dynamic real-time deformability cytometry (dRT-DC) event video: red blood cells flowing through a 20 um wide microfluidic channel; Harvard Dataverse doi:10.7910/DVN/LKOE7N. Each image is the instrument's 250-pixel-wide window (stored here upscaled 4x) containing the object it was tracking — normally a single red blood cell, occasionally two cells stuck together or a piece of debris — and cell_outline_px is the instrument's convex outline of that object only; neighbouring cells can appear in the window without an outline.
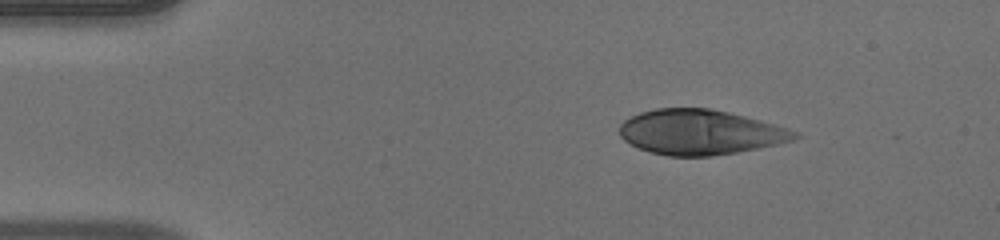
{"species": "human", "species_latin": "Homo sapiens", "temperature_condition": "warm", "stored_images_in_passage": 45, "camera_frame_rate_fps": 3000, "um_per_image_px": 0.085, "donor": {"sex": "male"}, "frame": {"image": 1, "passage_image": 1, "time_ms": 0.0, "image_size_px": [1000, 240], "cell_outline_px": [[800, 136], [792, 140], [776, 144], [736, 152], [712, 156], [668, 156], [648, 152], [624, 140], [620, 136], [620, 124], [624, 120], [640, 112], [656, 108], [712, 108], [760, 120], [788, 128], [800, 132]], "centroid_in_image_um": [59.51, 11.23], "position_along_channel_um": 25.5, "area_um2": 45.78}}
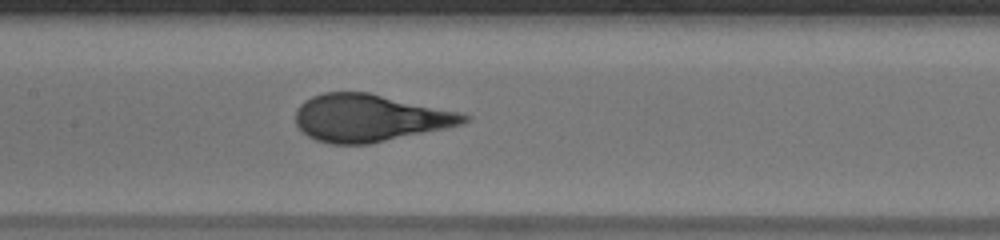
{"frame": {"image": 2, "passage_image": 18, "time_ms": 5.667, "image_size_px": [1000, 240], "cell_outline_px": [[472, 116], [468, 120], [460, 124], [444, 128], [368, 144], [332, 144], [316, 140], [308, 136], [296, 124], [296, 108], [304, 100], [312, 96], [324, 92], [368, 92], [456, 112]], "centroid_in_image_um": [31.34, 10.02], "position_along_channel_um": 176.1, "area_um2": 45.72}}
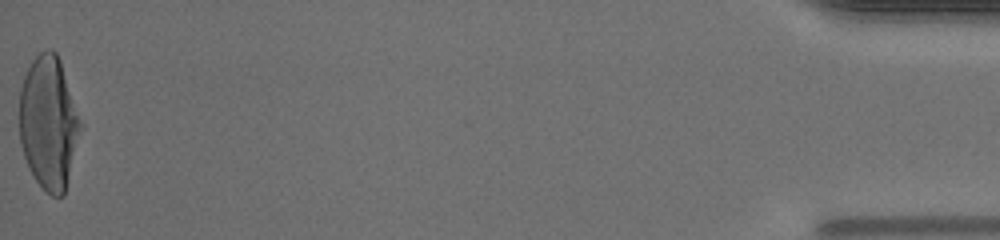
{"frame": {"image": 3, "passage_image": 45, "time_ms": 14.667, "image_size_px": [1000, 240], "cell_outline_px": [[84, 124], [64, 196], [52, 196], [36, 180], [28, 168], [20, 144], [20, 88], [24, 76], [32, 60], [44, 48], [48, 48], [56, 52], [60, 60]], "centroid_in_image_um": [4.17, 10.42], "position_along_channel_um": 431.0, "area_um2": 48.09}, "authors_computed_cell_mechanics": {"area_um2": 46.4712, "velocity_mm_per_s": 3.9293, "shape_relaxation_time_tau1_ms": 5.7908, "shape_relaxation_time_tau2_ms": null, "deformation_change_tau1": 0.2868, "deformation_change_tau2": null}}